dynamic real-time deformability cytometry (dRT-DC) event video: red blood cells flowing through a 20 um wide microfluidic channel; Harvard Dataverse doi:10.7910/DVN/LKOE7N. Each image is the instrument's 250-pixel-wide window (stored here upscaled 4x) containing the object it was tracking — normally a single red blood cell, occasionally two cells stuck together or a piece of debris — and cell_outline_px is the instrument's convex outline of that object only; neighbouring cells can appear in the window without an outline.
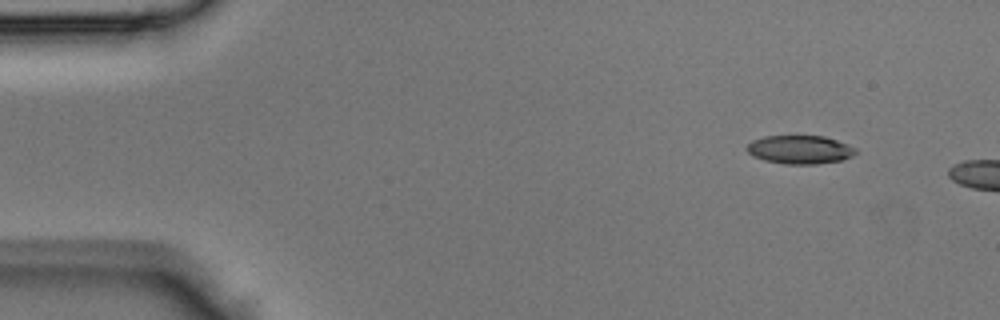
{"species": "Egyptian fruit bat (a non-hibernating species)", "species_latin": "Rousettus aegyptiacus", "temperature_condition": "room temperature", "stored_images_in_passage": 4, "camera_frame_rate_fps": 3000, "um_per_image_px": 0.085, "animal": {"sex": "male"}, "frame": {"image": 1, "passage_image": 1, "time_ms": 0.0, "image_size_px": [1000, 320], "cell_outline_px": [[856, 152], [852, 156], [840, 160], [816, 164], [784, 164], [764, 160], [752, 156], [744, 148], [752, 140], [764, 136], [824, 136], [836, 140], [856, 148]], "centroid_in_image_um": [67.94, 12.72], "position_along_channel_um": 17.1, "area_um2": 18.03}}